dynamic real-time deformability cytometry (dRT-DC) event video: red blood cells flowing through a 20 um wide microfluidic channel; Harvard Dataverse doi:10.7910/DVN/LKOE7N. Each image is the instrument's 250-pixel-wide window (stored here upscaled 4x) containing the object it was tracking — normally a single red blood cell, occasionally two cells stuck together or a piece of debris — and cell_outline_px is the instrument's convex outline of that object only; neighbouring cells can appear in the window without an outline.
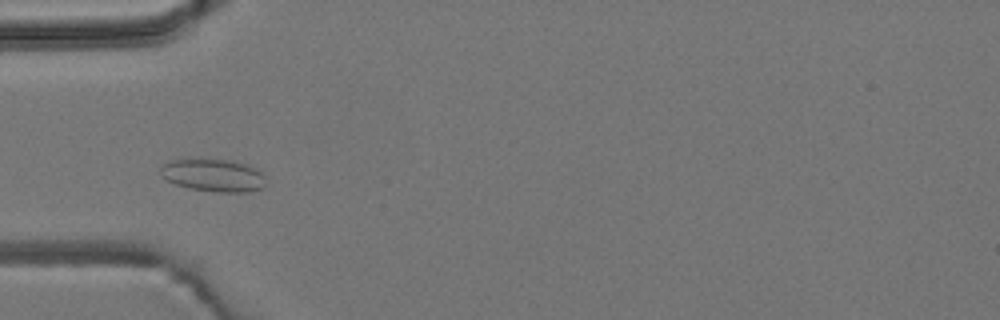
{"species": "common noctule bat (a hibernating species)", "species_latin": "Nyctalus noctula", "temperature_condition": "room temperature", "stored_images_in_passage": 4, "camera_frame_rate_fps": 3000, "um_per_image_px": 0.085, "animal": {"sex": "male", "body_mass_g": 19.2, "forearm_length_mm": 51.8}, "frame": {"image": 1, "passage_image": 4, "time_ms": 1.0, "image_size_px": [1000, 320], "cell_outline_px": [[264, 188], [248, 192], [216, 192], [192, 188], [176, 184], [168, 180], [160, 172], [160, 164], [168, 160], [232, 160], [248, 164], [256, 168], [264, 176]], "centroid_in_image_um": [18.16, 14.9], "position_along_channel_um": 66.8, "area_um2": 19.88}}